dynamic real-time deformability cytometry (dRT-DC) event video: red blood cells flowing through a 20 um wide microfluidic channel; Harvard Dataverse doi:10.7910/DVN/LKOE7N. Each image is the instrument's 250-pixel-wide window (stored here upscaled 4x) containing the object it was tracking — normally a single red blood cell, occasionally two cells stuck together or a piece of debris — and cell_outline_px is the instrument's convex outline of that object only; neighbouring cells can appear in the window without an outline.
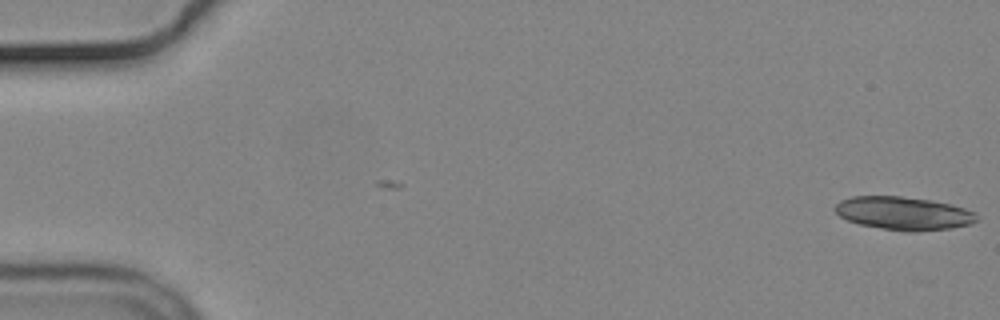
{"species": "common noctule bat (a hibernating species)", "species_latin": "Nyctalus noctula", "temperature_condition": "cold", "stored_images_in_passage": 24, "segment_of_instrument_passage": [1, 2], "camera_frame_rate_fps": 3000, "um_per_image_px": 0.085, "animal": {"sex": "male", "body_mass_g": 19.2, "forearm_length_mm": 51.8}, "frame": {"image": 1, "passage_image": 1, "time_ms": 0.0, "image_size_px": [1000, 320], "cell_outline_px": [[980, 216], [972, 224], [952, 228], [916, 232], [904, 232], [880, 228], [860, 224], [848, 220], [840, 216], [832, 208], [840, 200], [852, 196], [900, 196], [928, 200], [948, 204], [964, 208], [976, 212]], "centroid_in_image_um": [76.81, 18.14], "position_along_channel_um": 8.2, "area_um2": 27.57}}